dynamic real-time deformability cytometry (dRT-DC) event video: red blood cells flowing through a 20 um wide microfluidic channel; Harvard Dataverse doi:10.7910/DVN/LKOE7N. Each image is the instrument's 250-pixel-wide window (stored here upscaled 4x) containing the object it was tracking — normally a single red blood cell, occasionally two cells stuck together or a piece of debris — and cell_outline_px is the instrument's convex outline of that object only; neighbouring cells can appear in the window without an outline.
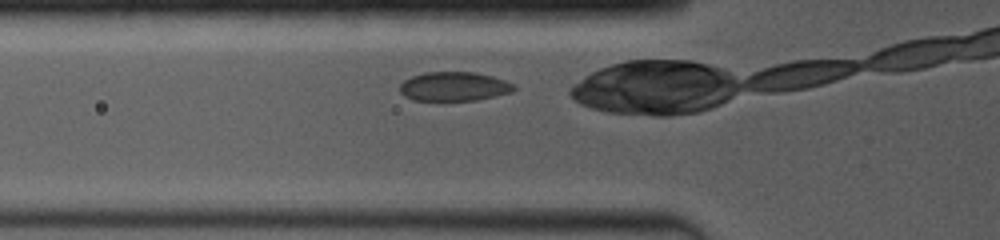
{"species": "common noctule bat (a hibernating species)", "species_latin": "Nyctalus noctula", "temperature_condition": "room temperature", "stored_images_in_passage": 5, "camera_frame_rate_fps": 4000, "um_per_image_px": 0.085, "animal": {"sex": "female", "body_mass_g": 19.0, "forearm_length_mm": 53.3}, "frame": {"image": 1, "passage_image": 2, "time_ms": 0.25, "image_size_px": [1000, 240], "cell_outline_px": [[516, 88], [512, 92], [476, 100], [412, 100], [404, 96], [400, 92], [400, 84], [404, 80], [412, 76], [424, 72], [472, 72], [492, 76], [516, 84]], "centroid_in_image_um": [38.59, 7.34], "position_along_channel_um": 87.2, "area_um2": 19.36}}